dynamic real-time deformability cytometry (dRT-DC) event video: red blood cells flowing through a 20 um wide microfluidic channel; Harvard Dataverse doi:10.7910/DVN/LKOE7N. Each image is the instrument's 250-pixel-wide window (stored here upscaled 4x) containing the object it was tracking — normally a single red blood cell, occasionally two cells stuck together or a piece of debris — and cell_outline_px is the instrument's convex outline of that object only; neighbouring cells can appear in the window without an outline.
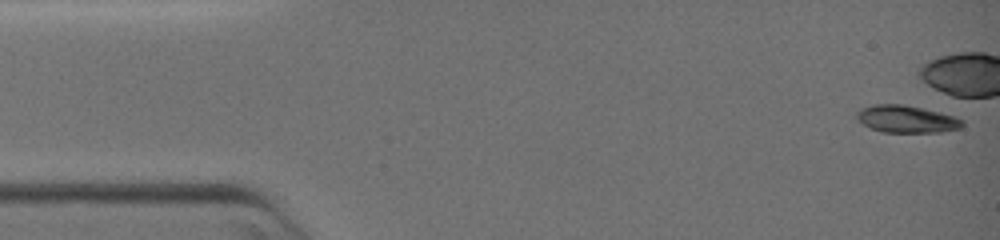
{"species": "common noctule bat (a hibernating species)", "species_latin": "Nyctalus noctula", "temperature_condition": "warm", "stored_images_in_passage": 3, "camera_frame_rate_fps": 3000, "um_per_image_px": 0.085, "animal": {"sex": "female", "body_mass_g": 19.0, "forearm_length_mm": 51.5}, "frame": {"image": 1, "passage_image": 1, "time_ms": 0.0, "image_size_px": [1000, 240], "cell_outline_px": [[964, 124], [960, 128], [940, 132], [884, 132], [872, 128], [864, 124], [856, 116], [856, 112], [860, 108], [876, 104], [904, 104], [940, 112], [964, 120]], "centroid_in_image_um": [77.07, 10.11], "position_along_channel_um": 7.9, "area_um2": 16.65}}